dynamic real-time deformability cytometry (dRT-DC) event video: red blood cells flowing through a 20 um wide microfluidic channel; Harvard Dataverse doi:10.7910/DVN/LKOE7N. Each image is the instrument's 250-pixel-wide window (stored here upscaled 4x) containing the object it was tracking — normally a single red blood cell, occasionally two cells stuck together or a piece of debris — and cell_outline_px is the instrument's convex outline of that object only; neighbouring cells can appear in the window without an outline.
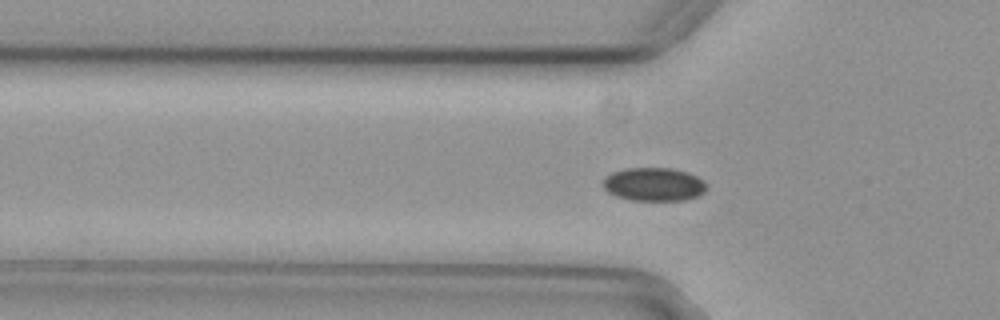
{"species": "common noctule bat (a hibernating species)", "species_latin": "Nyctalus noctula", "temperature_condition": "cold", "stored_images_in_passage": 58, "camera_frame_rate_fps": 3000, "um_per_image_px": 0.085, "animal": {"sex": "female", "body_mass_g": 29.2, "forearm_length_mm": 56.3}, "frame": {"image": 1, "passage_image": 19, "time_ms": 6.0, "image_size_px": [1000, 320], "cell_outline_px": [[708, 188], [704, 192], [696, 196], [684, 200], [632, 200], [616, 196], [608, 192], [600, 184], [604, 176], [612, 172], [624, 168], [672, 168], [688, 172], [704, 180], [708, 184]], "centroid_in_image_um": [55.56, 15.65], "position_along_channel_um": 70.2, "area_um2": 20.46}}
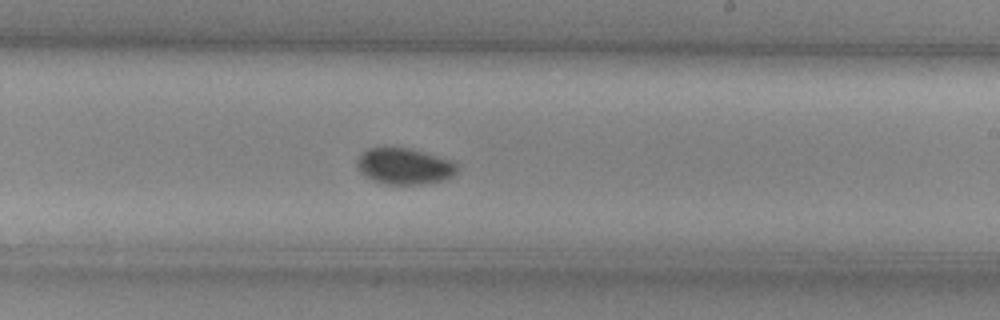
{"frame": {"image": 2, "passage_image": 34, "time_ms": 11.0, "image_size_px": [1000, 320], "cell_outline_px": [[460, 164], [456, 172], [452, 176], [444, 180], [424, 184], [384, 184], [372, 180], [364, 176], [360, 172], [356, 164], [356, 160], [368, 148], [408, 148], [424, 152], [452, 160]], "centroid_in_image_um": [34.39, 14.14], "position_along_channel_um": 254.6, "area_um2": 21.21}}
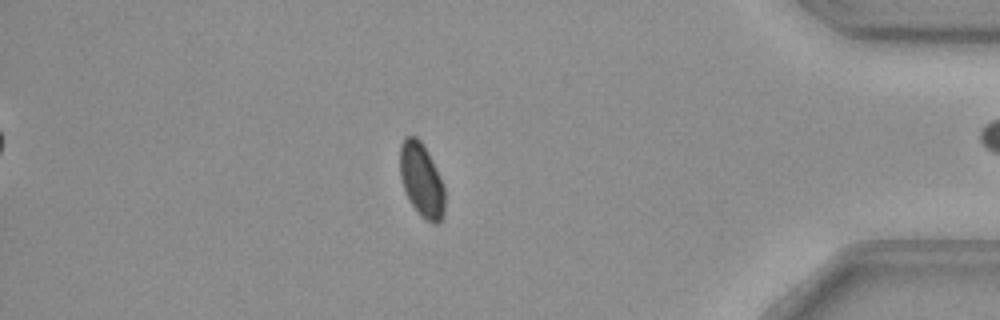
{"frame": {"image": 3, "passage_image": 49, "time_ms": 16.0, "image_size_px": [1000, 320], "cell_outline_px": [[444, 212], [440, 220], [436, 224], [432, 224], [420, 216], [408, 200], [404, 192], [400, 180], [400, 144], [404, 136], [416, 136], [420, 140], [432, 160], [444, 184]], "centroid_in_image_um": [35.81, 15.31], "position_along_channel_um": 399.4, "area_um2": 19.54}}